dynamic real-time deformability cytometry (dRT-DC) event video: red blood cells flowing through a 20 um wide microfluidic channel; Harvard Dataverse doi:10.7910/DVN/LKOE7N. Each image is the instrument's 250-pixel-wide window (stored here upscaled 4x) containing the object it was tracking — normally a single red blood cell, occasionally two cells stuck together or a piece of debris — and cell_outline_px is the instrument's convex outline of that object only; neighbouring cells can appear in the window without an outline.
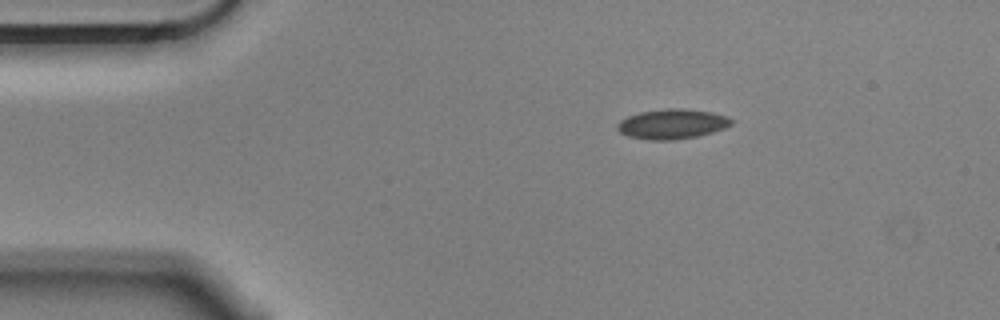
{"species": "Egyptian fruit bat (a non-hibernating species)", "species_latin": "Rousettus aegyptiacus", "temperature_condition": "cold", "stored_images_in_passage": 47, "camera_frame_rate_fps": 3000, "um_per_image_px": 0.085, "animal": {"sex": "male"}, "frame": {"image": 1, "passage_image": 1, "time_ms": 0.0, "image_size_px": [1000, 320], "cell_outline_px": [[732, 124], [724, 128], [712, 132], [696, 136], [672, 140], [648, 140], [628, 136], [620, 132], [616, 128], [616, 124], [620, 120], [628, 116], [640, 112], [668, 108], [680, 108], [712, 112], [728, 116], [732, 120]], "centroid_in_image_um": [57.11, 10.54], "position_along_channel_um": 27.9, "area_um2": 19.83}}
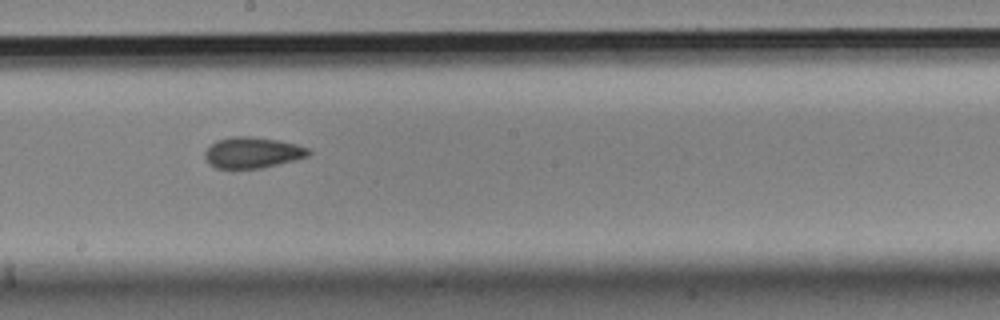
{"frame": {"image": 2, "passage_image": 22, "time_ms": 7.0, "image_size_px": [1000, 320], "cell_outline_px": [[312, 152], [308, 156], [296, 160], [260, 168], [232, 172], [216, 168], [208, 164], [204, 156], [204, 152], [216, 140], [232, 136], [248, 136], [280, 140], [296, 144], [308, 148]], "centroid_in_image_um": [21.41, 13.01], "position_along_channel_um": 226.8, "area_um2": 19.42}}
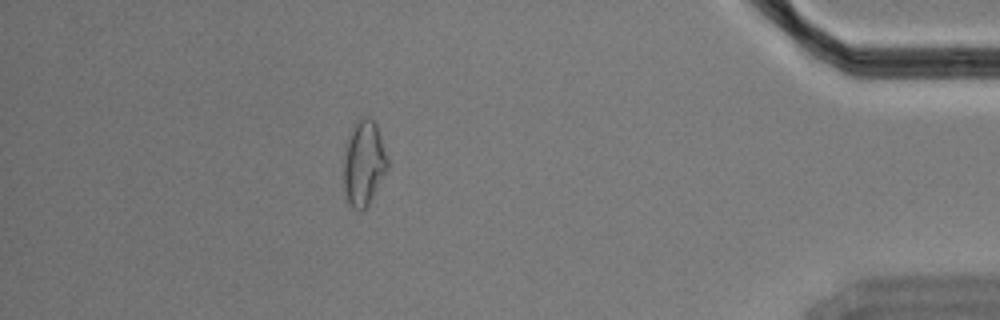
{"frame": {"image": 3, "passage_image": 41, "time_ms": 13.333, "image_size_px": [1000, 320], "cell_outline_px": [[388, 168], [368, 204], [360, 212], [352, 208], [344, 196], [344, 148], [348, 136], [356, 120], [360, 116], [368, 116], [376, 124], [388, 160]], "centroid_in_image_um": [30.89, 13.85], "position_along_channel_um": 404.3, "area_um2": 21.85}, "authors_computed_cell_mechanics": {"area_um2": 19.1318, "velocity_mm_per_s": 3.557, "shape_relaxation_time_tau1_ms": null, "shape_relaxation_time_tau2_ms": 3.3702, "deformation_change_tau1": null, "deformation_change_tau2": 0.0892}}